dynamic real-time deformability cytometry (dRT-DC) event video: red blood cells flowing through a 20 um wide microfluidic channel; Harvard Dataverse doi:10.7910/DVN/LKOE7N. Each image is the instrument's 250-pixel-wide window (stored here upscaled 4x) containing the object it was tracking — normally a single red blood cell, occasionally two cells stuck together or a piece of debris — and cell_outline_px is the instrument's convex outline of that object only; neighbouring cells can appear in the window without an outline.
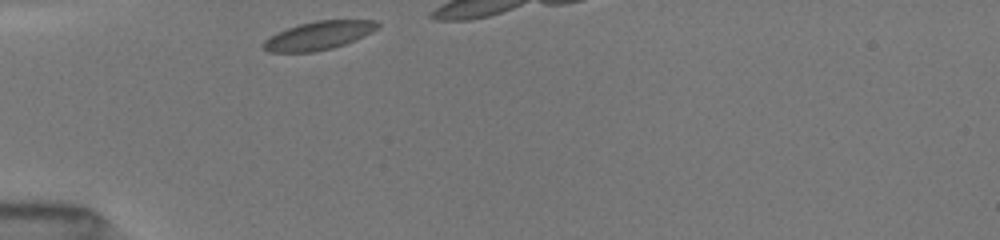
{"species": "common noctule bat (a hibernating species)", "species_latin": "Nyctalus noctula", "temperature_condition": "room temperature", "stored_images_in_passage": 8, "camera_frame_rate_fps": 3000, "um_per_image_px": 0.085, "animal": {"sex": "female", "body_mass_g": 19.5, "forearm_length_mm": 54.1}, "frame": {"image": 1, "passage_image": 1, "time_ms": 0.0, "image_size_px": [1000, 240], "cell_outline_px": [[380, 28], [364, 36], [344, 44], [332, 48], [316, 52], [268, 52], [260, 48], [260, 44], [264, 40], [276, 32], [300, 24], [316, 20], [376, 20], [380, 24]], "centroid_in_image_um": [27.05, 3.03], "position_along_channel_um": 57.9, "area_um2": 19.13}}
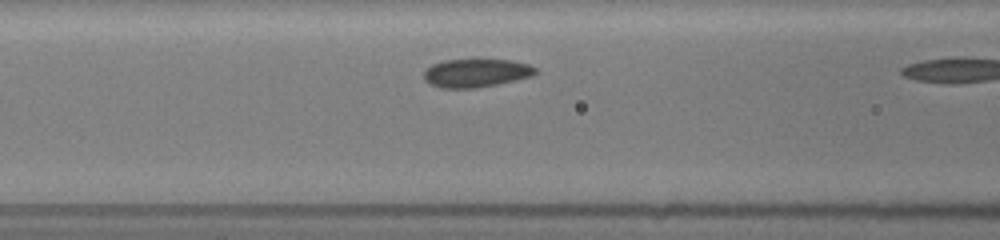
{"frame": {"image": 2, "passage_image": 7, "time_ms": 2.0, "image_size_px": [1000, 240], "cell_outline_px": [[536, 72], [532, 76], [496, 84], [476, 88], [440, 88], [428, 84], [424, 80], [424, 72], [432, 64], [444, 60], [476, 56], [512, 60], [528, 64], [536, 68]], "centroid_in_image_um": [40.44, 6.15], "position_along_channel_um": 126.2, "area_um2": 19.31}}